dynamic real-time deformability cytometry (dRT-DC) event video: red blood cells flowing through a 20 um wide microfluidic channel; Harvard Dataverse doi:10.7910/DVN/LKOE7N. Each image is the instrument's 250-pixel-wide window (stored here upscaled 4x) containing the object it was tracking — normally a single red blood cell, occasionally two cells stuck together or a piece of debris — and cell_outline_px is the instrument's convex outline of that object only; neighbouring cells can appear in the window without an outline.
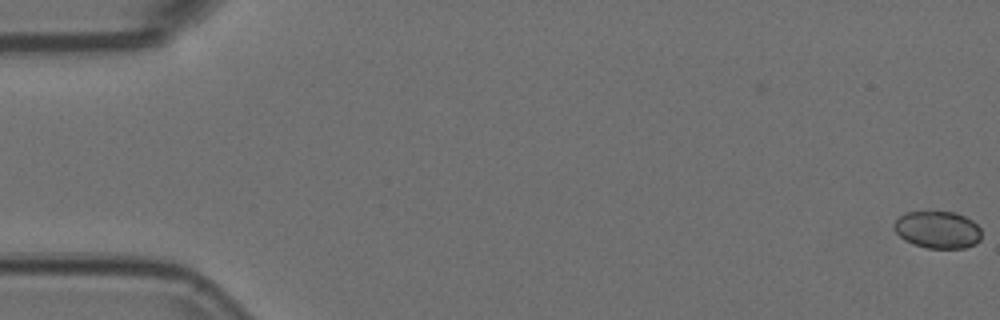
{"species": "Egyptian fruit bat (a non-hibernating species)", "species_latin": "Rousettus aegyptiacus", "temperature_condition": "room temperature", "stored_images_in_passage": 3, "camera_frame_rate_fps": 3000, "um_per_image_px": 0.085, "animal": {"sex": "female"}, "frame": {"image": 1, "passage_image": 3, "time_ms": 0.667, "image_size_px": [1000, 320], "cell_outline_px": [[980, 240], [976, 244], [964, 248], [928, 248], [912, 244], [904, 240], [892, 228], [892, 224], [900, 216], [908, 212], [956, 212], [972, 220], [980, 228]], "centroid_in_image_um": [79.69, 19.53], "position_along_channel_um": 5.3, "area_um2": 19.02}}